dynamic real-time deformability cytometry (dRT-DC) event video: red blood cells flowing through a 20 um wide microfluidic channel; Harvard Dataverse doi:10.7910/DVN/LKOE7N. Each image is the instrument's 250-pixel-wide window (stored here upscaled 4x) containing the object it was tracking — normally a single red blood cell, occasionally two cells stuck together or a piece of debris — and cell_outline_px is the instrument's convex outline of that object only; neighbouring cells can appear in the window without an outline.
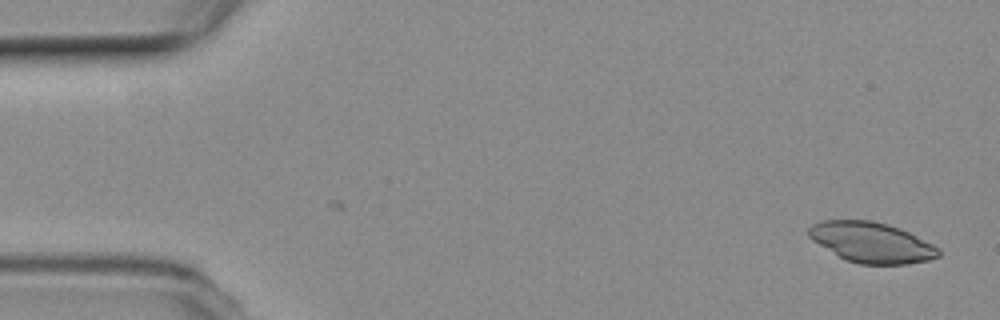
{"species": "common noctule bat (a hibernating species)", "species_latin": "Nyctalus noctula", "temperature_condition": "room temperature", "stored_images_in_passage": 53, "camera_frame_rate_fps": 3000, "um_per_image_px": 0.085, "animal": {"sex": "female", "body_mass_g": 19.3, "forearm_length_mm": 54.1}, "frame": {"image": 1, "passage_image": 1, "time_ms": 0.0, "image_size_px": [1000, 320], "cell_outline_px": [[940, 256], [928, 260], [908, 264], [860, 264], [844, 260], [812, 240], [808, 236], [808, 228], [812, 224], [820, 220], [872, 220], [888, 224], [900, 228], [940, 248]], "centroid_in_image_um": [74.06, 20.6], "position_along_channel_um": 10.9, "area_um2": 30.69}}